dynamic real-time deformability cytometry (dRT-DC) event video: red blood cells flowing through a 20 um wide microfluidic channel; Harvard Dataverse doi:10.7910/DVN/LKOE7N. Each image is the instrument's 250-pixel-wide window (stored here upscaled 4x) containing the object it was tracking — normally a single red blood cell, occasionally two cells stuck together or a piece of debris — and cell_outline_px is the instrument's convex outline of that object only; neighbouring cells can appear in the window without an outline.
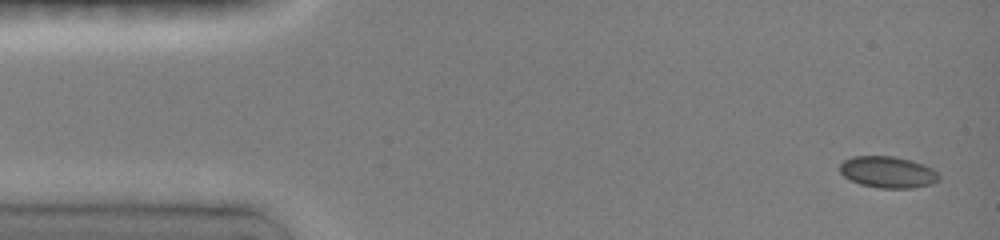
{"species": "common noctule bat (a hibernating species)", "species_latin": "Nyctalus noctula", "temperature_condition": "room temperature", "stored_images_in_passage": 17, "camera_frame_rate_fps": 3000, "um_per_image_px": 0.085, "animal": {"sex": "female", "body_mass_g": 19.0, "forearm_length_mm": 51.5}, "frame": {"image": 1, "passage_image": 1, "time_ms": 0.0, "image_size_px": [1000, 240], "cell_outline_px": [[940, 180], [932, 184], [912, 188], [880, 188], [860, 184], [844, 176], [840, 172], [840, 164], [844, 160], [852, 156], [892, 156], [924, 164], [932, 168], [940, 176]], "centroid_in_image_um": [75.48, 14.63], "position_along_channel_um": 9.5, "area_um2": 18.15}}
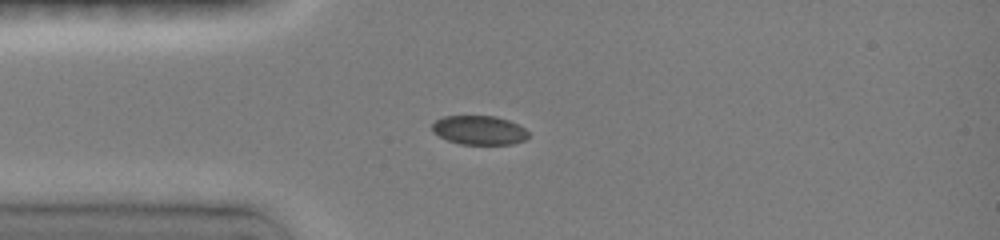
{"frame": {"image": 2, "passage_image": 8, "time_ms": 3.333, "image_size_px": [1000, 240], "cell_outline_px": [[528, 136], [524, 140], [512, 144], [460, 144], [448, 140], [432, 132], [432, 124], [436, 120], [444, 116], [496, 116], [508, 120], [524, 128], [528, 132]], "centroid_in_image_um": [40.71, 11.06], "position_along_channel_um": 44.3, "area_um2": 16.18}}
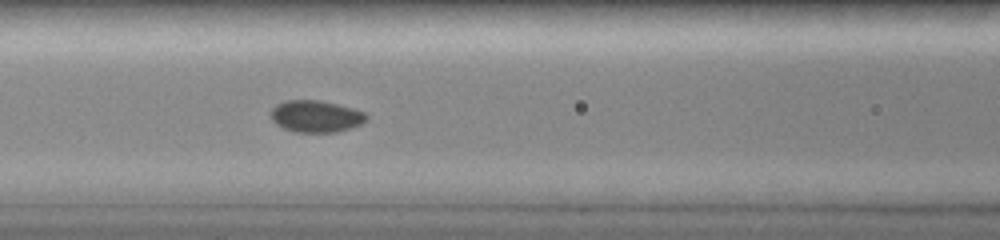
{"frame": {"image": 3, "passage_image": 14, "time_ms": 6.0, "image_size_px": [1000, 240], "cell_outline_px": [[368, 120], [352, 128], [336, 132], [296, 132], [284, 128], [276, 124], [272, 120], [268, 112], [276, 104], [288, 100], [320, 100], [352, 108], [364, 112], [368, 116]], "centroid_in_image_um": [26.83, 9.89], "position_along_channel_um": 139.8, "area_um2": 17.86}}